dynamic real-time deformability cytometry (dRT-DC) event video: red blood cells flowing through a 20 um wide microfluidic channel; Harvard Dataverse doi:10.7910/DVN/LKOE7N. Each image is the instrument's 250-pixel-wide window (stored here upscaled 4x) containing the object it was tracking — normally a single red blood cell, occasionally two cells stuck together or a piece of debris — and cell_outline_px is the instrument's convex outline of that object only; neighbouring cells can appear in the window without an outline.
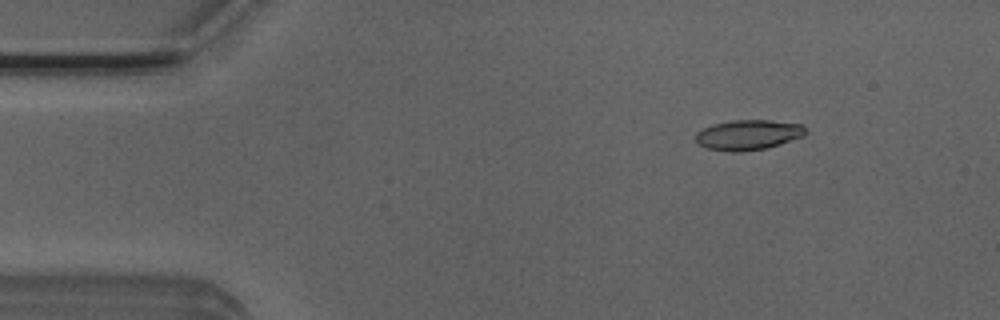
{"species": "Egyptian fruit bat (a non-hibernating species)", "species_latin": "Rousettus aegyptiacus", "temperature_condition": "room temperature", "stored_images_in_passage": 4, "camera_frame_rate_fps": 3000, "um_per_image_px": 0.085, "animal": {"sex": "male"}, "frame": {"image": 1, "passage_image": 2, "time_ms": 0.333, "image_size_px": [1000, 320], "cell_outline_px": [[808, 132], [804, 136], [768, 148], [736, 152], [728, 152], [708, 148], [700, 144], [696, 140], [696, 132], [712, 124], [732, 120], [768, 120], [804, 124], [808, 128]], "centroid_in_image_um": [63.66, 11.45], "position_along_channel_um": 21.3, "area_um2": 19.48}}